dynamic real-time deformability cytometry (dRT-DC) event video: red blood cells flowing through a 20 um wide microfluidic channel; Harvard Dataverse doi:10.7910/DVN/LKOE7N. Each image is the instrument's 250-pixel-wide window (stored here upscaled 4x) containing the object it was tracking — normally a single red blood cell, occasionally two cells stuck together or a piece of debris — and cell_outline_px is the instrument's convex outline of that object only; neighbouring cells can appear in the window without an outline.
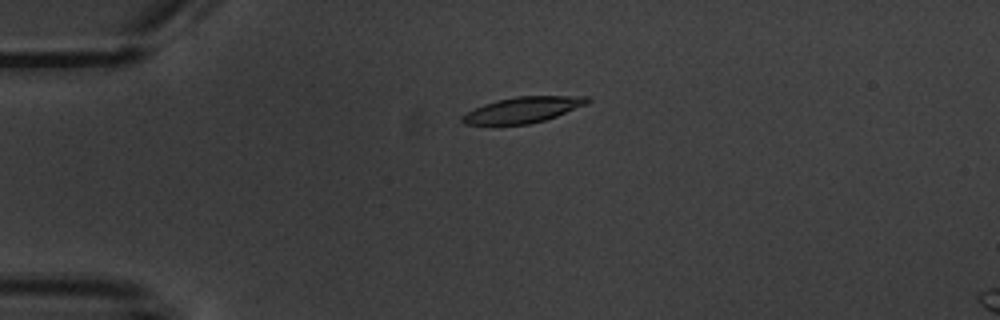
{"species": "common noctule bat (a hibernating species)", "species_latin": "Nyctalus noctula", "temperature_condition": "warm", "stored_images_in_passage": 5, "camera_frame_rate_fps": 3000, "um_per_image_px": 0.085, "animal": {"sex": "male", "body_mass_g": 20.1, "forearm_length_mm": 53.5}, "frame": {"image": 1, "passage_image": 3, "time_ms": 2.333, "image_size_px": [1000, 320], "cell_outline_px": [[592, 100], [588, 104], [556, 116], [544, 120], [528, 124], [464, 124], [460, 120], [460, 116], [484, 104], [496, 100], [516, 96], [588, 96]], "centroid_in_image_um": [44.48, 9.32], "position_along_channel_um": 40.5, "area_um2": 18.73}}